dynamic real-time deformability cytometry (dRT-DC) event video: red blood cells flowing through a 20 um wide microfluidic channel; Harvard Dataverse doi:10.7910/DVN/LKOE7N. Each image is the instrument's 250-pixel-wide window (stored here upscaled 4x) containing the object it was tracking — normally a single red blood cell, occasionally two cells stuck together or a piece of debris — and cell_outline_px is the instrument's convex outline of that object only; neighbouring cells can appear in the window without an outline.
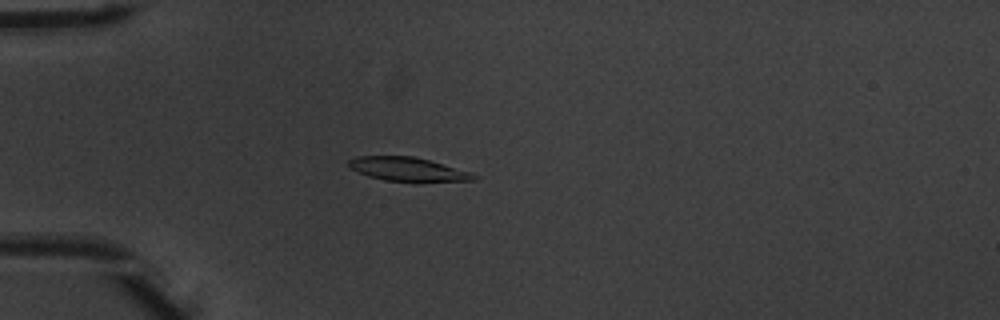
{"species": "common noctule bat (a hibernating species)", "species_latin": "Nyctalus noctula", "temperature_condition": "warm", "stored_images_in_passage": 46, "camera_frame_rate_fps": 3000, "um_per_image_px": 0.085, "animal": {"sex": "male", "body_mass_g": 20.1, "forearm_length_mm": 53.5}, "frame": {"image": 1, "passage_image": 9, "time_ms": 2.667, "image_size_px": [1000, 320], "cell_outline_px": [[480, 176], [476, 180], [384, 180], [368, 176], [348, 168], [348, 160], [356, 156], [412, 156], [428, 160], [472, 172]], "centroid_in_image_um": [34.61, 14.36], "position_along_channel_um": 50.4, "area_um2": 16.88}}
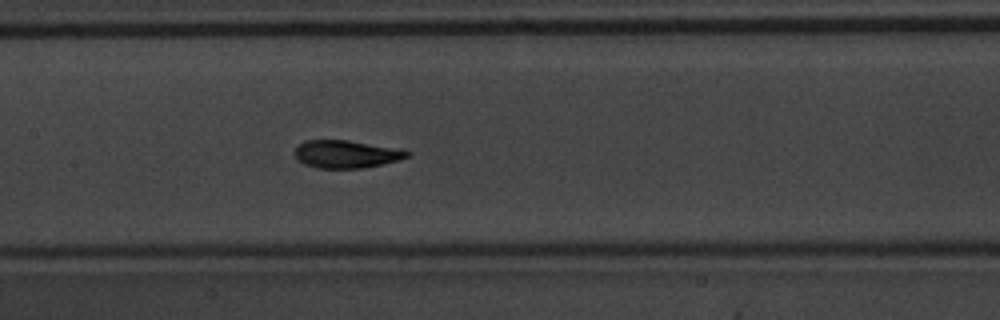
{"frame": {"image": 2, "passage_image": 20, "time_ms": 6.333, "image_size_px": [1000, 320], "cell_outline_px": [[412, 152], [408, 156], [400, 160], [384, 164], [360, 168], [316, 168], [304, 164], [296, 160], [292, 152], [304, 140], [348, 140], [392, 148]], "centroid_in_image_um": [29.35, 13.11], "position_along_channel_um": 178.0, "area_um2": 18.15}}
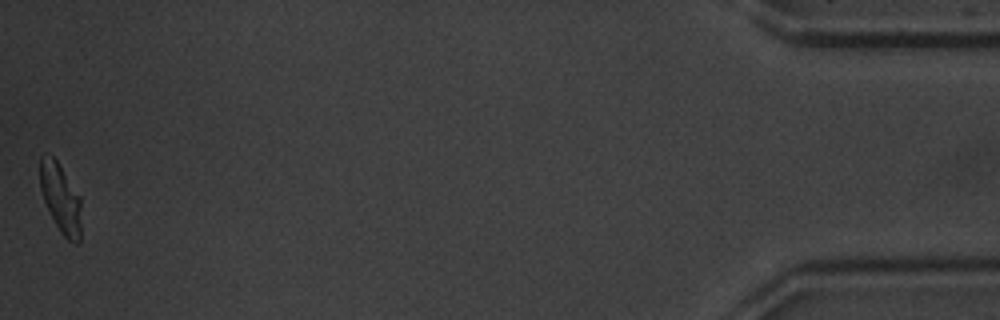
{"frame": {"image": 3, "passage_image": 46, "time_ms": 15.0, "image_size_px": [1000, 320], "cell_outline_px": [[80, 240], [76, 244], [68, 240], [60, 232], [44, 200], [40, 188], [40, 156], [52, 156], [56, 160], [80, 196]], "centroid_in_image_um": [5.15, 16.86], "position_along_channel_um": 430.0, "area_um2": 16.24}, "authors_computed_cell_mechanics": {"area_um2": 17.9469, "velocity_mm_per_s": 3.9137, "shape_relaxation_time_tau1_ms": 2.7963, "shape_relaxation_time_tau2_ms": 1.496, "deformation_change_tau1": 0.1409, "deformation_change_tau2": 0.0644}}